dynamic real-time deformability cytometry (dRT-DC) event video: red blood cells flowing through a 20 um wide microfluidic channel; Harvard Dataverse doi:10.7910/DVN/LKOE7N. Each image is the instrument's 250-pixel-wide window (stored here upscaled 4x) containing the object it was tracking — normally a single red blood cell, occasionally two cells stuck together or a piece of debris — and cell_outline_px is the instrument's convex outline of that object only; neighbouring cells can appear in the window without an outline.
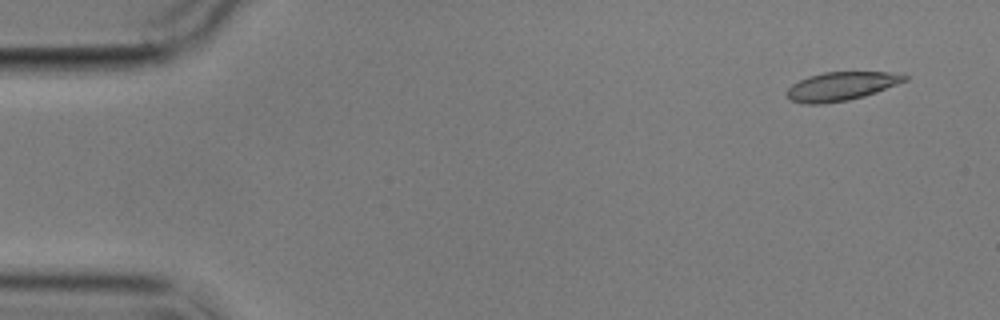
{"species": "common noctule bat (a hibernating species)", "species_latin": "Nyctalus noctula", "temperature_condition": "cold", "stored_images_in_passage": 5, "camera_frame_rate_fps": 3000, "um_per_image_px": 0.085, "animal": {"sex": "male", "body_mass_g": 17.9}, "frame": {"image": 1, "passage_image": 1, "time_ms": 0.0, "image_size_px": [1000, 320], "cell_outline_px": [[908, 80], [876, 92], [864, 96], [848, 100], [820, 104], [804, 104], [792, 100], [784, 92], [792, 84], [808, 76], [824, 72], [888, 72], [908, 76]], "centroid_in_image_um": [71.48, 7.33], "position_along_channel_um": 13.5, "area_um2": 19.54}}